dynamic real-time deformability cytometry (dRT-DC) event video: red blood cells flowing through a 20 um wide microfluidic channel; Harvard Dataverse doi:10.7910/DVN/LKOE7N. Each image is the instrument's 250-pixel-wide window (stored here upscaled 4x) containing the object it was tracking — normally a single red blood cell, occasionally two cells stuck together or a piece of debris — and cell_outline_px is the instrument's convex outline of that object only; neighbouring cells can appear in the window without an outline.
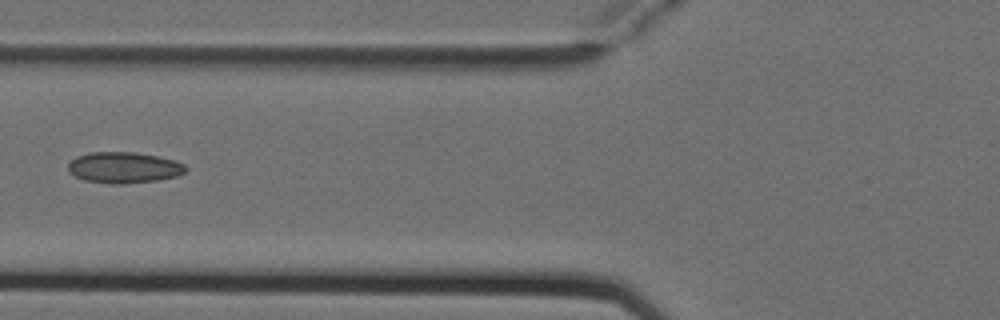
{"species": "Egyptian fruit bat (a non-hibernating species)", "species_latin": "Rousettus aegyptiacus", "temperature_condition": "cold", "stored_images_in_passage": 3, "camera_frame_rate_fps": 3000, "um_per_image_px": 0.085, "animal": {"sex": "female"}, "frame": {"image": 1, "passage_image": 3, "time_ms": 0.667, "image_size_px": [1000, 320], "cell_outline_px": [[188, 168], [184, 172], [176, 176], [156, 180], [124, 184], [112, 184], [84, 180], [68, 172], [68, 164], [76, 156], [92, 152], [136, 152], [176, 160], [184, 164]], "centroid_in_image_um": [10.52, 14.24], "position_along_channel_um": 115.3, "area_um2": 21.27}}